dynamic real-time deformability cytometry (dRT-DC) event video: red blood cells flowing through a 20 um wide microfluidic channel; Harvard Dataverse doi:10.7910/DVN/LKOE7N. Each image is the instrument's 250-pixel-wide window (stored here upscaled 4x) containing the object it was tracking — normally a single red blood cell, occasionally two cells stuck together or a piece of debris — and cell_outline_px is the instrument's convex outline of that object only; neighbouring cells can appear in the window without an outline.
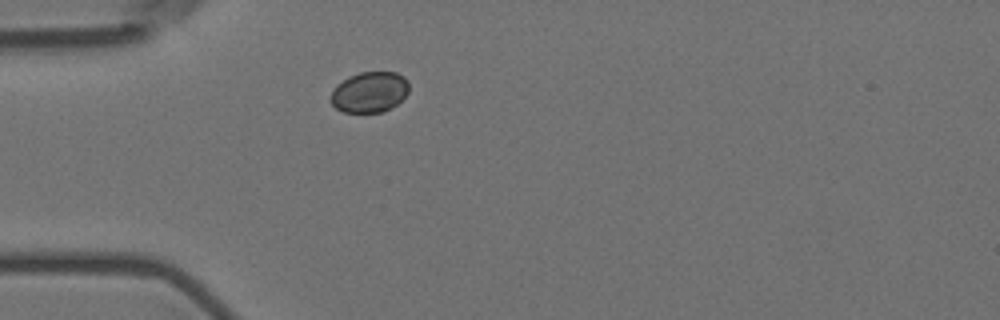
{"species": "Egyptian fruit bat (a non-hibernating species)", "species_latin": "Rousettus aegyptiacus", "temperature_condition": "room temperature", "stored_images_in_passage": 3, "camera_frame_rate_fps": 3000, "um_per_image_px": 0.085, "animal": {"sex": "female"}, "frame": {"image": 1, "passage_image": 2, "time_ms": 0.333, "image_size_px": [1000, 320], "cell_outline_px": [[408, 92], [396, 104], [384, 112], [344, 112], [336, 108], [328, 100], [336, 84], [348, 76], [360, 72], [396, 72], [404, 76], [408, 80]], "centroid_in_image_um": [31.38, 7.82], "position_along_channel_um": 53.6, "area_um2": 18.67}}